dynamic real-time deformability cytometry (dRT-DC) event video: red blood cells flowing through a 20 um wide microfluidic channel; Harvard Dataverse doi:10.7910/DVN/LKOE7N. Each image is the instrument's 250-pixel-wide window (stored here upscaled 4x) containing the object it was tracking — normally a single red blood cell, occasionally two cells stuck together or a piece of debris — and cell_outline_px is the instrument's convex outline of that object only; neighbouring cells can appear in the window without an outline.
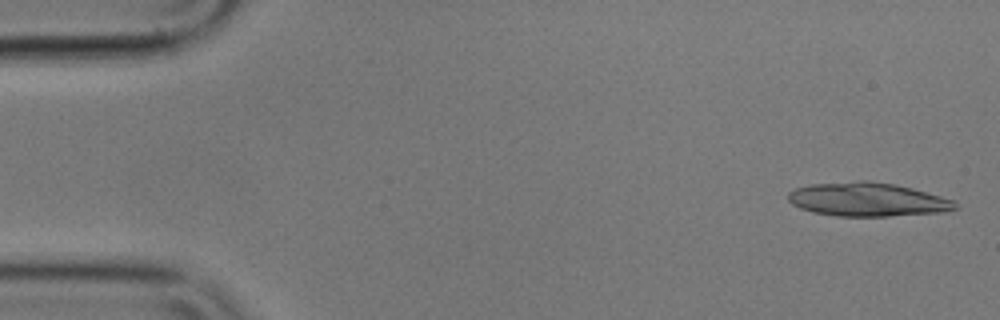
{"species": "common noctule bat (a hibernating species)", "species_latin": "Nyctalus noctula", "temperature_condition": "cold", "stored_images_in_passage": 54, "segment_of_instrument_passage": [1, 2], "camera_frame_rate_fps": 3000, "um_per_image_px": 0.085, "animal": {"sex": "male", "body_mass_g": 17.9}, "frame": {"image": 1, "passage_image": 2, "time_ms": 0.333, "image_size_px": [1000, 320], "cell_outline_px": [[956, 208], [940, 212], [888, 216], [836, 216], [812, 212], [800, 208], [792, 204], [788, 200], [788, 192], [796, 188], [812, 184], [860, 180], [868, 180], [896, 184], [912, 188], [940, 196], [952, 200], [956, 204]], "centroid_in_image_um": [73.68, 16.95], "position_along_channel_um": 11.3, "area_um2": 32.71}}